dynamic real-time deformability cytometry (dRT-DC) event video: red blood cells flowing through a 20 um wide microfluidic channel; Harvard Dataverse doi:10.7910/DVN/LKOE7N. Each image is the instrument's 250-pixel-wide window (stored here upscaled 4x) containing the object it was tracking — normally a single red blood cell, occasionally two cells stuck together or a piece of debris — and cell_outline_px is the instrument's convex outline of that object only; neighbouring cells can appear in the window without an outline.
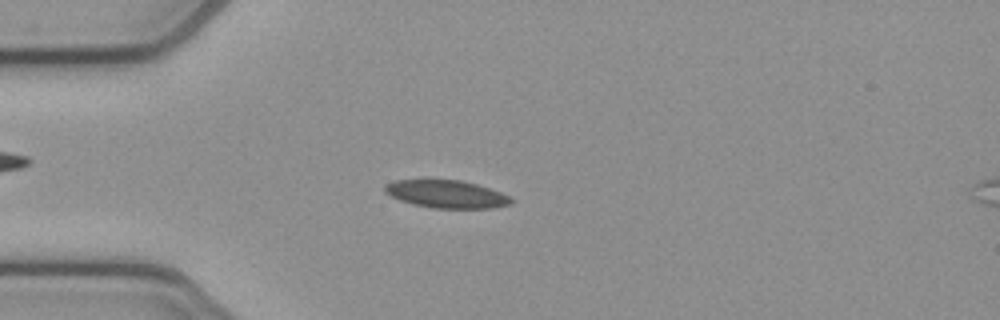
{"species": "common noctule bat (a hibernating species)", "species_latin": "Nyctalus noctula", "temperature_condition": "cold", "stored_images_in_passage": 52, "camera_frame_rate_fps": 3000, "um_per_image_px": 0.085, "animal": {"sex": "female", "body_mass_g": 21.9}, "frame": {"image": 1, "passage_image": 13, "time_ms": 4.0, "image_size_px": [1000, 320], "cell_outline_px": [[516, 200], [512, 204], [496, 208], [432, 208], [412, 204], [400, 200], [384, 192], [384, 184], [396, 180], [460, 180], [476, 184], [512, 196]], "centroid_in_image_um": [38.0, 16.51], "position_along_channel_um": 47.0, "area_um2": 20.58}}
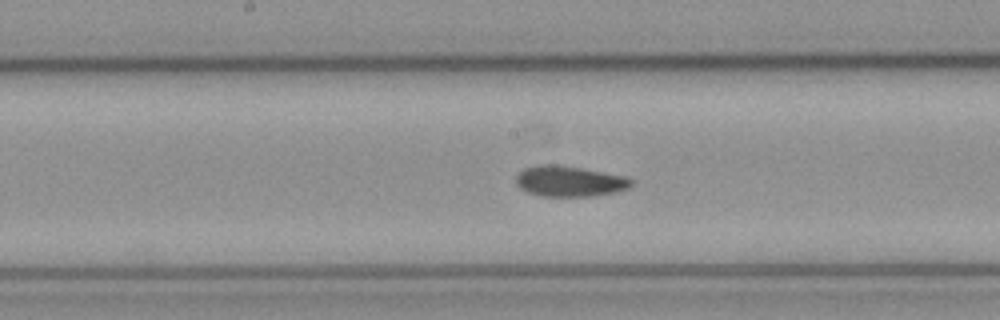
{"frame": {"image": 2, "passage_image": 26, "time_ms": 8.333, "image_size_px": [1000, 320], "cell_outline_px": [[632, 188], [616, 192], [592, 196], [540, 196], [528, 192], [520, 188], [516, 184], [516, 176], [524, 168], [540, 164], [556, 164], [628, 176], [632, 180]], "centroid_in_image_um": [48.43, 15.41], "position_along_channel_um": 199.8, "area_um2": 20.75}}
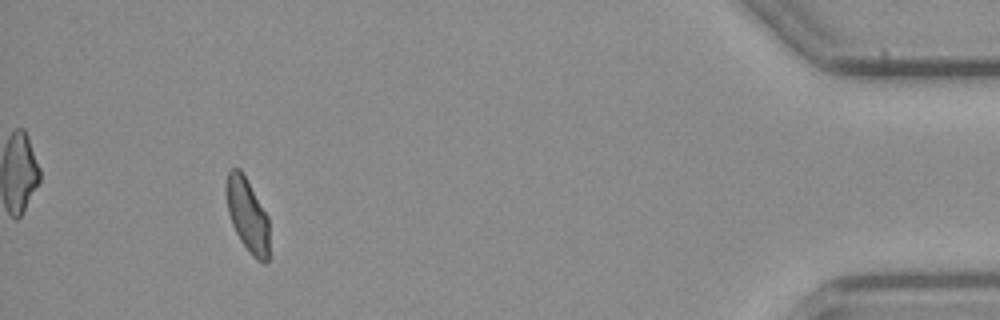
{"frame": {"image": 3, "passage_image": 48, "time_ms": 15.667, "image_size_px": [1000, 320], "cell_outline_px": [[268, 260], [264, 264], [256, 260], [252, 256], [240, 240], [232, 224], [228, 212], [224, 192], [224, 188], [228, 172], [232, 168], [240, 168], [268, 216]], "centroid_in_image_um": [21.0, 18.27], "position_along_channel_um": 414.2, "area_um2": 18.55}, "authors_computed_cell_mechanics": {"area_um2": 20.0277, "velocity_mm_per_s": 3.857, "shape_relaxation_time_tau1_ms": null, "shape_relaxation_time_tau2_ms": 10.426, "deformation_change_tau1": null, "deformation_change_tau2": 0.1133}}